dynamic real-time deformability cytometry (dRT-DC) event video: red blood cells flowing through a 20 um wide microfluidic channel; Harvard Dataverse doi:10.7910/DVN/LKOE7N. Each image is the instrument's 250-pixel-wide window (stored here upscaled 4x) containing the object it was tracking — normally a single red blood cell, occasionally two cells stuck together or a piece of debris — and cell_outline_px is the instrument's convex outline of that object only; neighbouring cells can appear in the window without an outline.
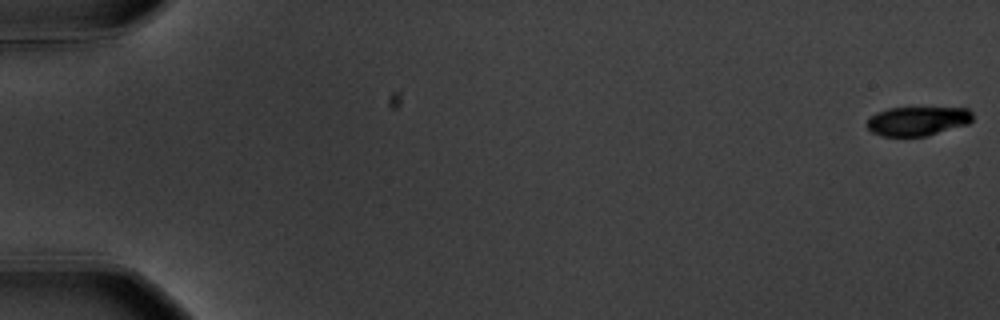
{"species": "common noctule bat (a hibernating species)", "species_latin": "Nyctalus noctula", "temperature_condition": "warm", "stored_images_in_passage": 58, "camera_frame_rate_fps": 3000, "um_per_image_px": 0.085, "animal": {"sex": "male", "body_mass_g": 20.1, "forearm_length_mm": 53.5}, "frame": {"image": 1, "passage_image": 1, "time_ms": 0.0, "image_size_px": [1000, 320], "cell_outline_px": [[972, 120], [968, 124], [924, 136], [884, 136], [872, 132], [864, 124], [876, 112], [888, 108], [968, 108], [972, 112]], "centroid_in_image_um": [77.97, 10.28], "position_along_channel_um": 7.0, "area_um2": 17.8}}
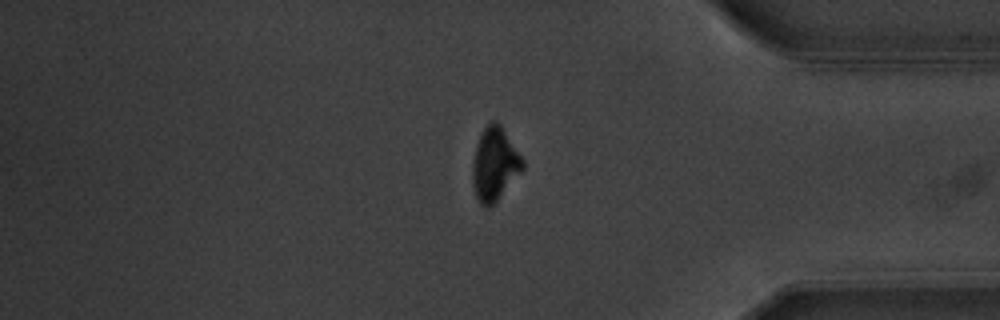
{"frame": {"image": 2, "passage_image": 49, "time_ms": 16.0, "image_size_px": [1000, 320], "cell_outline_px": [[524, 168], [496, 200], [488, 208], [484, 208], [480, 204], [476, 196], [472, 184], [472, 160], [476, 144], [480, 132], [492, 120], [496, 120], [500, 124], [524, 160]], "centroid_in_image_um": [42.01, 13.93], "position_along_channel_um": 393.2, "area_um2": 21.33}}
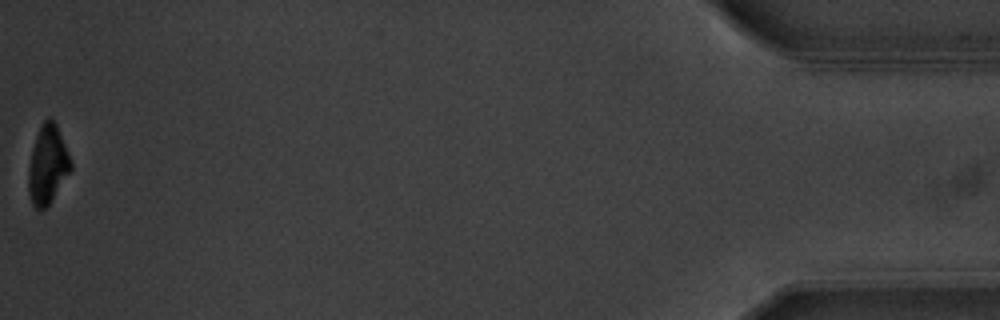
{"frame": {"image": 3, "passage_image": 58, "time_ms": 19.0, "image_size_px": [1000, 320], "cell_outline_px": [[72, 168], [52, 200], [44, 208], [36, 208], [32, 204], [28, 192], [28, 168], [36, 136], [44, 120], [48, 116], [56, 124], [68, 152], [72, 164]], "centroid_in_image_um": [4.04, 14.01], "position_along_channel_um": 431.2, "area_um2": 19.02}, "authors_computed_cell_mechanics": {"area_um2": 21.2415, "velocity_mm_per_s": 3.5974, "shape_relaxation_time_tau1_ms": 2.1981, "shape_relaxation_time_tau2_ms": null, "deformation_change_tau1": 0.1385, "deformation_change_tau2": null}}